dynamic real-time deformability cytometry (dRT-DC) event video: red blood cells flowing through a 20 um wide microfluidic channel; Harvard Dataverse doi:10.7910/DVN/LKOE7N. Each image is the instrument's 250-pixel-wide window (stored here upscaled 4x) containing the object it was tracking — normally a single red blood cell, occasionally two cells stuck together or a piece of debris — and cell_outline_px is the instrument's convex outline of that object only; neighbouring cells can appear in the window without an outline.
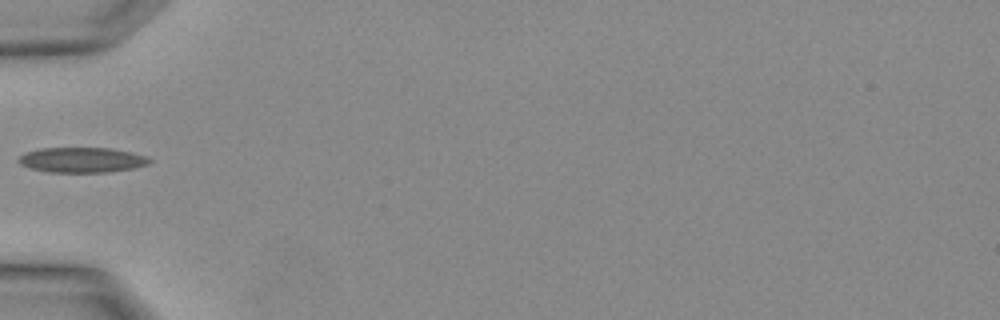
{"species": "Egyptian fruit bat (a non-hibernating species)", "species_latin": "Rousettus aegyptiacus", "temperature_condition": "warm", "stored_images_in_passage": 4, "camera_frame_rate_fps": 3000, "um_per_image_px": 0.085, "animal": {"sex": "female"}, "frame": {"image": 1, "passage_image": 4, "time_ms": 1.0, "image_size_px": [1000, 320], "cell_outline_px": [[152, 160], [148, 164], [132, 168], [104, 172], [48, 172], [28, 168], [20, 164], [16, 160], [24, 152], [40, 148], [112, 148], [148, 156]], "centroid_in_image_um": [6.92, 13.59], "position_along_channel_um": 78.1, "area_um2": 19.25}}